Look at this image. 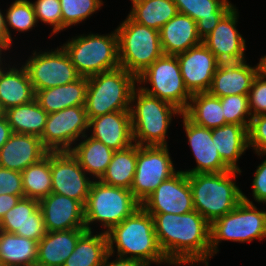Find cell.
<instances>
[{
	"mask_svg": "<svg viewBox=\"0 0 266 266\" xmlns=\"http://www.w3.org/2000/svg\"><path fill=\"white\" fill-rule=\"evenodd\" d=\"M161 250L172 265L208 266L210 223L196 210L186 214L149 213ZM191 263V264H190Z\"/></svg>",
	"mask_w": 266,
	"mask_h": 266,
	"instance_id": "6da1fadb",
	"label": "cell"
},
{
	"mask_svg": "<svg viewBox=\"0 0 266 266\" xmlns=\"http://www.w3.org/2000/svg\"><path fill=\"white\" fill-rule=\"evenodd\" d=\"M109 253L136 259L146 266L151 263L172 265L161 250L154 230L153 217L141 206L132 215L106 232Z\"/></svg>",
	"mask_w": 266,
	"mask_h": 266,
	"instance_id": "7a4b0ae2",
	"label": "cell"
},
{
	"mask_svg": "<svg viewBox=\"0 0 266 266\" xmlns=\"http://www.w3.org/2000/svg\"><path fill=\"white\" fill-rule=\"evenodd\" d=\"M238 173L241 174L240 171L228 170L188 174L194 210L210 224L231 212L242 201L243 192L234 182Z\"/></svg>",
	"mask_w": 266,
	"mask_h": 266,
	"instance_id": "3957f363",
	"label": "cell"
},
{
	"mask_svg": "<svg viewBox=\"0 0 266 266\" xmlns=\"http://www.w3.org/2000/svg\"><path fill=\"white\" fill-rule=\"evenodd\" d=\"M174 114L181 115L182 111L135 87L130 105L134 143L139 146H167L166 133Z\"/></svg>",
	"mask_w": 266,
	"mask_h": 266,
	"instance_id": "277c9868",
	"label": "cell"
},
{
	"mask_svg": "<svg viewBox=\"0 0 266 266\" xmlns=\"http://www.w3.org/2000/svg\"><path fill=\"white\" fill-rule=\"evenodd\" d=\"M136 83L137 78L122 67L88 77L85 103L88 120L115 111H130Z\"/></svg>",
	"mask_w": 266,
	"mask_h": 266,
	"instance_id": "5b68a950",
	"label": "cell"
},
{
	"mask_svg": "<svg viewBox=\"0 0 266 266\" xmlns=\"http://www.w3.org/2000/svg\"><path fill=\"white\" fill-rule=\"evenodd\" d=\"M116 31L120 67L136 78L164 54L159 31L136 23L128 15Z\"/></svg>",
	"mask_w": 266,
	"mask_h": 266,
	"instance_id": "8992f818",
	"label": "cell"
},
{
	"mask_svg": "<svg viewBox=\"0 0 266 266\" xmlns=\"http://www.w3.org/2000/svg\"><path fill=\"white\" fill-rule=\"evenodd\" d=\"M81 77H91L101 72L120 67L118 34L80 35L62 46Z\"/></svg>",
	"mask_w": 266,
	"mask_h": 266,
	"instance_id": "52a82bcc",
	"label": "cell"
},
{
	"mask_svg": "<svg viewBox=\"0 0 266 266\" xmlns=\"http://www.w3.org/2000/svg\"><path fill=\"white\" fill-rule=\"evenodd\" d=\"M141 203L134 197L131 190L109 186L99 180L93 181L84 205L85 227L92 231L90 225L100 222L108 232L113 226L121 223L132 215Z\"/></svg>",
	"mask_w": 266,
	"mask_h": 266,
	"instance_id": "ba28073f",
	"label": "cell"
},
{
	"mask_svg": "<svg viewBox=\"0 0 266 266\" xmlns=\"http://www.w3.org/2000/svg\"><path fill=\"white\" fill-rule=\"evenodd\" d=\"M266 237V211L258 210L242 193V201L229 213L210 224L211 257L221 241L251 242Z\"/></svg>",
	"mask_w": 266,
	"mask_h": 266,
	"instance_id": "9c48e42d",
	"label": "cell"
},
{
	"mask_svg": "<svg viewBox=\"0 0 266 266\" xmlns=\"http://www.w3.org/2000/svg\"><path fill=\"white\" fill-rule=\"evenodd\" d=\"M146 82L150 87H142ZM147 94L175 105L182 112L187 108L191 94L184 85L176 55L163 54L137 77V84Z\"/></svg>",
	"mask_w": 266,
	"mask_h": 266,
	"instance_id": "30bf717a",
	"label": "cell"
},
{
	"mask_svg": "<svg viewBox=\"0 0 266 266\" xmlns=\"http://www.w3.org/2000/svg\"><path fill=\"white\" fill-rule=\"evenodd\" d=\"M167 146L137 145L136 171L130 190L142 203L163 181L175 171Z\"/></svg>",
	"mask_w": 266,
	"mask_h": 266,
	"instance_id": "8fae6325",
	"label": "cell"
},
{
	"mask_svg": "<svg viewBox=\"0 0 266 266\" xmlns=\"http://www.w3.org/2000/svg\"><path fill=\"white\" fill-rule=\"evenodd\" d=\"M37 53L34 51L23 64L35 93L38 90L65 85L81 77L62 46L54 51L51 49Z\"/></svg>",
	"mask_w": 266,
	"mask_h": 266,
	"instance_id": "7c38bea8",
	"label": "cell"
},
{
	"mask_svg": "<svg viewBox=\"0 0 266 266\" xmlns=\"http://www.w3.org/2000/svg\"><path fill=\"white\" fill-rule=\"evenodd\" d=\"M88 123L85 106H72L52 112L48 114L40 139L49 152L70 151L73 147L71 144L86 135Z\"/></svg>",
	"mask_w": 266,
	"mask_h": 266,
	"instance_id": "4fadbf2b",
	"label": "cell"
},
{
	"mask_svg": "<svg viewBox=\"0 0 266 266\" xmlns=\"http://www.w3.org/2000/svg\"><path fill=\"white\" fill-rule=\"evenodd\" d=\"M50 170L52 193L77 200L84 206L93 181L71 152H50Z\"/></svg>",
	"mask_w": 266,
	"mask_h": 266,
	"instance_id": "5bb4252c",
	"label": "cell"
},
{
	"mask_svg": "<svg viewBox=\"0 0 266 266\" xmlns=\"http://www.w3.org/2000/svg\"><path fill=\"white\" fill-rule=\"evenodd\" d=\"M148 213L186 214L194 210L188 174L178 170L163 181L142 203Z\"/></svg>",
	"mask_w": 266,
	"mask_h": 266,
	"instance_id": "9a60e30c",
	"label": "cell"
},
{
	"mask_svg": "<svg viewBox=\"0 0 266 266\" xmlns=\"http://www.w3.org/2000/svg\"><path fill=\"white\" fill-rule=\"evenodd\" d=\"M238 11L232 7L218 22L214 30L203 39V44L220 63L245 61L246 42L236 24Z\"/></svg>",
	"mask_w": 266,
	"mask_h": 266,
	"instance_id": "2e32d148",
	"label": "cell"
},
{
	"mask_svg": "<svg viewBox=\"0 0 266 266\" xmlns=\"http://www.w3.org/2000/svg\"><path fill=\"white\" fill-rule=\"evenodd\" d=\"M176 56L188 92L191 95L208 92L220 63L215 55L201 43Z\"/></svg>",
	"mask_w": 266,
	"mask_h": 266,
	"instance_id": "e0dca14e",
	"label": "cell"
},
{
	"mask_svg": "<svg viewBox=\"0 0 266 266\" xmlns=\"http://www.w3.org/2000/svg\"><path fill=\"white\" fill-rule=\"evenodd\" d=\"M183 127L197 166L184 171L186 174L222 173L231 170L221 159L212 141V129L196 125L183 113Z\"/></svg>",
	"mask_w": 266,
	"mask_h": 266,
	"instance_id": "ac0fdd59",
	"label": "cell"
},
{
	"mask_svg": "<svg viewBox=\"0 0 266 266\" xmlns=\"http://www.w3.org/2000/svg\"><path fill=\"white\" fill-rule=\"evenodd\" d=\"M47 232L85 227L84 206L67 196L50 193L39 200Z\"/></svg>",
	"mask_w": 266,
	"mask_h": 266,
	"instance_id": "d6986e66",
	"label": "cell"
},
{
	"mask_svg": "<svg viewBox=\"0 0 266 266\" xmlns=\"http://www.w3.org/2000/svg\"><path fill=\"white\" fill-rule=\"evenodd\" d=\"M0 230L39 242L47 233L39 200L21 198L0 221Z\"/></svg>",
	"mask_w": 266,
	"mask_h": 266,
	"instance_id": "ffe728a7",
	"label": "cell"
},
{
	"mask_svg": "<svg viewBox=\"0 0 266 266\" xmlns=\"http://www.w3.org/2000/svg\"><path fill=\"white\" fill-rule=\"evenodd\" d=\"M90 137L101 141L114 151L134 144L130 111H115L95 118L88 123Z\"/></svg>",
	"mask_w": 266,
	"mask_h": 266,
	"instance_id": "44dd1931",
	"label": "cell"
},
{
	"mask_svg": "<svg viewBox=\"0 0 266 266\" xmlns=\"http://www.w3.org/2000/svg\"><path fill=\"white\" fill-rule=\"evenodd\" d=\"M40 137L12 133L0 149V167L22 172L48 154Z\"/></svg>",
	"mask_w": 266,
	"mask_h": 266,
	"instance_id": "7402d4cb",
	"label": "cell"
},
{
	"mask_svg": "<svg viewBox=\"0 0 266 266\" xmlns=\"http://www.w3.org/2000/svg\"><path fill=\"white\" fill-rule=\"evenodd\" d=\"M257 74L258 64L252 67L246 60L219 63L208 92L219 98L237 94L248 95Z\"/></svg>",
	"mask_w": 266,
	"mask_h": 266,
	"instance_id": "603a6c76",
	"label": "cell"
},
{
	"mask_svg": "<svg viewBox=\"0 0 266 266\" xmlns=\"http://www.w3.org/2000/svg\"><path fill=\"white\" fill-rule=\"evenodd\" d=\"M161 47L166 55H178L200 45L203 40L197 30L196 21L178 13L159 30Z\"/></svg>",
	"mask_w": 266,
	"mask_h": 266,
	"instance_id": "cb8c5ba5",
	"label": "cell"
},
{
	"mask_svg": "<svg viewBox=\"0 0 266 266\" xmlns=\"http://www.w3.org/2000/svg\"><path fill=\"white\" fill-rule=\"evenodd\" d=\"M86 228L47 232L38 242L36 265L63 266Z\"/></svg>",
	"mask_w": 266,
	"mask_h": 266,
	"instance_id": "d4e9b609",
	"label": "cell"
},
{
	"mask_svg": "<svg viewBox=\"0 0 266 266\" xmlns=\"http://www.w3.org/2000/svg\"><path fill=\"white\" fill-rule=\"evenodd\" d=\"M173 2L179 13L196 21L198 34L202 40L234 6L229 0H173Z\"/></svg>",
	"mask_w": 266,
	"mask_h": 266,
	"instance_id": "484cf974",
	"label": "cell"
},
{
	"mask_svg": "<svg viewBox=\"0 0 266 266\" xmlns=\"http://www.w3.org/2000/svg\"><path fill=\"white\" fill-rule=\"evenodd\" d=\"M88 78L80 77L76 81L38 90L35 99L49 114L72 106H85Z\"/></svg>",
	"mask_w": 266,
	"mask_h": 266,
	"instance_id": "4316f807",
	"label": "cell"
},
{
	"mask_svg": "<svg viewBox=\"0 0 266 266\" xmlns=\"http://www.w3.org/2000/svg\"><path fill=\"white\" fill-rule=\"evenodd\" d=\"M35 90L29 79L25 67H12L0 73V109H7L23 105L35 99Z\"/></svg>",
	"mask_w": 266,
	"mask_h": 266,
	"instance_id": "83f0119b",
	"label": "cell"
},
{
	"mask_svg": "<svg viewBox=\"0 0 266 266\" xmlns=\"http://www.w3.org/2000/svg\"><path fill=\"white\" fill-rule=\"evenodd\" d=\"M212 141L222 161L231 169L240 171L237 161L249 148L248 128L243 125L225 124L212 129Z\"/></svg>",
	"mask_w": 266,
	"mask_h": 266,
	"instance_id": "f1b7e54d",
	"label": "cell"
},
{
	"mask_svg": "<svg viewBox=\"0 0 266 266\" xmlns=\"http://www.w3.org/2000/svg\"><path fill=\"white\" fill-rule=\"evenodd\" d=\"M87 136L84 135L81 138L84 140L76 143L70 152L88 175L100 179L111 162L114 150L101 141Z\"/></svg>",
	"mask_w": 266,
	"mask_h": 266,
	"instance_id": "f546056e",
	"label": "cell"
},
{
	"mask_svg": "<svg viewBox=\"0 0 266 266\" xmlns=\"http://www.w3.org/2000/svg\"><path fill=\"white\" fill-rule=\"evenodd\" d=\"M37 250V241L0 230L1 266H34Z\"/></svg>",
	"mask_w": 266,
	"mask_h": 266,
	"instance_id": "4dcf8cb0",
	"label": "cell"
},
{
	"mask_svg": "<svg viewBox=\"0 0 266 266\" xmlns=\"http://www.w3.org/2000/svg\"><path fill=\"white\" fill-rule=\"evenodd\" d=\"M182 113L196 125L208 129L228 124L224 118L220 98L209 92L193 94L187 108Z\"/></svg>",
	"mask_w": 266,
	"mask_h": 266,
	"instance_id": "1f68e13d",
	"label": "cell"
},
{
	"mask_svg": "<svg viewBox=\"0 0 266 266\" xmlns=\"http://www.w3.org/2000/svg\"><path fill=\"white\" fill-rule=\"evenodd\" d=\"M3 114L13 133L30 134L41 137L45 129L48 113L36 99L29 103L7 109Z\"/></svg>",
	"mask_w": 266,
	"mask_h": 266,
	"instance_id": "d6a6232c",
	"label": "cell"
},
{
	"mask_svg": "<svg viewBox=\"0 0 266 266\" xmlns=\"http://www.w3.org/2000/svg\"><path fill=\"white\" fill-rule=\"evenodd\" d=\"M108 253L106 233L94 235L92 231L86 230L79 237L73 253L63 266H101Z\"/></svg>",
	"mask_w": 266,
	"mask_h": 266,
	"instance_id": "836d02e7",
	"label": "cell"
},
{
	"mask_svg": "<svg viewBox=\"0 0 266 266\" xmlns=\"http://www.w3.org/2000/svg\"><path fill=\"white\" fill-rule=\"evenodd\" d=\"M128 16L141 25L160 30L179 12L173 0H131Z\"/></svg>",
	"mask_w": 266,
	"mask_h": 266,
	"instance_id": "e575fe53",
	"label": "cell"
},
{
	"mask_svg": "<svg viewBox=\"0 0 266 266\" xmlns=\"http://www.w3.org/2000/svg\"><path fill=\"white\" fill-rule=\"evenodd\" d=\"M137 144L123 150L114 151L107 170L99 179L103 184L115 187L131 188L136 171Z\"/></svg>",
	"mask_w": 266,
	"mask_h": 266,
	"instance_id": "d590c367",
	"label": "cell"
},
{
	"mask_svg": "<svg viewBox=\"0 0 266 266\" xmlns=\"http://www.w3.org/2000/svg\"><path fill=\"white\" fill-rule=\"evenodd\" d=\"M24 197L41 200L52 193L50 152L21 172Z\"/></svg>",
	"mask_w": 266,
	"mask_h": 266,
	"instance_id": "8d00e7d4",
	"label": "cell"
},
{
	"mask_svg": "<svg viewBox=\"0 0 266 266\" xmlns=\"http://www.w3.org/2000/svg\"><path fill=\"white\" fill-rule=\"evenodd\" d=\"M5 21L8 32V46L11 47L12 37L9 27L18 32H25L33 29L37 23L32 2L28 0L14 1L6 11Z\"/></svg>",
	"mask_w": 266,
	"mask_h": 266,
	"instance_id": "74e56055",
	"label": "cell"
},
{
	"mask_svg": "<svg viewBox=\"0 0 266 266\" xmlns=\"http://www.w3.org/2000/svg\"><path fill=\"white\" fill-rule=\"evenodd\" d=\"M62 14V31L78 24L103 5L102 0H60Z\"/></svg>",
	"mask_w": 266,
	"mask_h": 266,
	"instance_id": "f35d334b",
	"label": "cell"
},
{
	"mask_svg": "<svg viewBox=\"0 0 266 266\" xmlns=\"http://www.w3.org/2000/svg\"><path fill=\"white\" fill-rule=\"evenodd\" d=\"M220 101L227 123L249 127L252 115L249 110L248 95H229L220 98Z\"/></svg>",
	"mask_w": 266,
	"mask_h": 266,
	"instance_id": "ab89813d",
	"label": "cell"
},
{
	"mask_svg": "<svg viewBox=\"0 0 266 266\" xmlns=\"http://www.w3.org/2000/svg\"><path fill=\"white\" fill-rule=\"evenodd\" d=\"M37 22L53 26L52 33L58 34L62 30V14L60 0H36L32 2Z\"/></svg>",
	"mask_w": 266,
	"mask_h": 266,
	"instance_id": "60d3db41",
	"label": "cell"
},
{
	"mask_svg": "<svg viewBox=\"0 0 266 266\" xmlns=\"http://www.w3.org/2000/svg\"><path fill=\"white\" fill-rule=\"evenodd\" d=\"M248 102L252 117L266 115V79L259 73L252 82Z\"/></svg>",
	"mask_w": 266,
	"mask_h": 266,
	"instance_id": "b9f144b4",
	"label": "cell"
},
{
	"mask_svg": "<svg viewBox=\"0 0 266 266\" xmlns=\"http://www.w3.org/2000/svg\"><path fill=\"white\" fill-rule=\"evenodd\" d=\"M248 144L258 156L266 155V115L252 117L250 120Z\"/></svg>",
	"mask_w": 266,
	"mask_h": 266,
	"instance_id": "7bdbcfd3",
	"label": "cell"
},
{
	"mask_svg": "<svg viewBox=\"0 0 266 266\" xmlns=\"http://www.w3.org/2000/svg\"><path fill=\"white\" fill-rule=\"evenodd\" d=\"M1 194L24 195L21 172L0 167Z\"/></svg>",
	"mask_w": 266,
	"mask_h": 266,
	"instance_id": "ee69618b",
	"label": "cell"
},
{
	"mask_svg": "<svg viewBox=\"0 0 266 266\" xmlns=\"http://www.w3.org/2000/svg\"><path fill=\"white\" fill-rule=\"evenodd\" d=\"M252 193L256 202L266 204V159L257 167L253 182Z\"/></svg>",
	"mask_w": 266,
	"mask_h": 266,
	"instance_id": "f6af8a7d",
	"label": "cell"
},
{
	"mask_svg": "<svg viewBox=\"0 0 266 266\" xmlns=\"http://www.w3.org/2000/svg\"><path fill=\"white\" fill-rule=\"evenodd\" d=\"M24 195H11L1 194L0 195V221L4 215L12 209Z\"/></svg>",
	"mask_w": 266,
	"mask_h": 266,
	"instance_id": "bcb514c9",
	"label": "cell"
},
{
	"mask_svg": "<svg viewBox=\"0 0 266 266\" xmlns=\"http://www.w3.org/2000/svg\"><path fill=\"white\" fill-rule=\"evenodd\" d=\"M110 256H112L110 253L106 255L101 266H146L143 262L139 260L122 258V257H118L115 260L108 262L110 259Z\"/></svg>",
	"mask_w": 266,
	"mask_h": 266,
	"instance_id": "7dc6e473",
	"label": "cell"
},
{
	"mask_svg": "<svg viewBox=\"0 0 266 266\" xmlns=\"http://www.w3.org/2000/svg\"><path fill=\"white\" fill-rule=\"evenodd\" d=\"M11 126L8 124L7 118L4 114L0 115V149L7 142L12 134Z\"/></svg>",
	"mask_w": 266,
	"mask_h": 266,
	"instance_id": "c3c4849f",
	"label": "cell"
},
{
	"mask_svg": "<svg viewBox=\"0 0 266 266\" xmlns=\"http://www.w3.org/2000/svg\"><path fill=\"white\" fill-rule=\"evenodd\" d=\"M0 39L8 45V32L6 29L5 14L0 10Z\"/></svg>",
	"mask_w": 266,
	"mask_h": 266,
	"instance_id": "681fc988",
	"label": "cell"
},
{
	"mask_svg": "<svg viewBox=\"0 0 266 266\" xmlns=\"http://www.w3.org/2000/svg\"><path fill=\"white\" fill-rule=\"evenodd\" d=\"M258 73L266 79V56H262L258 63Z\"/></svg>",
	"mask_w": 266,
	"mask_h": 266,
	"instance_id": "f907efd6",
	"label": "cell"
},
{
	"mask_svg": "<svg viewBox=\"0 0 266 266\" xmlns=\"http://www.w3.org/2000/svg\"><path fill=\"white\" fill-rule=\"evenodd\" d=\"M9 49V46L2 40L0 39V61H2L3 59L1 58L2 56V51H6Z\"/></svg>",
	"mask_w": 266,
	"mask_h": 266,
	"instance_id": "816d5d0a",
	"label": "cell"
},
{
	"mask_svg": "<svg viewBox=\"0 0 266 266\" xmlns=\"http://www.w3.org/2000/svg\"><path fill=\"white\" fill-rule=\"evenodd\" d=\"M1 65H2V66H1ZM3 66H4V65L2 64V61H0V73H1V71H2L3 69H5Z\"/></svg>",
	"mask_w": 266,
	"mask_h": 266,
	"instance_id": "f5cc1de1",
	"label": "cell"
}]
</instances>
